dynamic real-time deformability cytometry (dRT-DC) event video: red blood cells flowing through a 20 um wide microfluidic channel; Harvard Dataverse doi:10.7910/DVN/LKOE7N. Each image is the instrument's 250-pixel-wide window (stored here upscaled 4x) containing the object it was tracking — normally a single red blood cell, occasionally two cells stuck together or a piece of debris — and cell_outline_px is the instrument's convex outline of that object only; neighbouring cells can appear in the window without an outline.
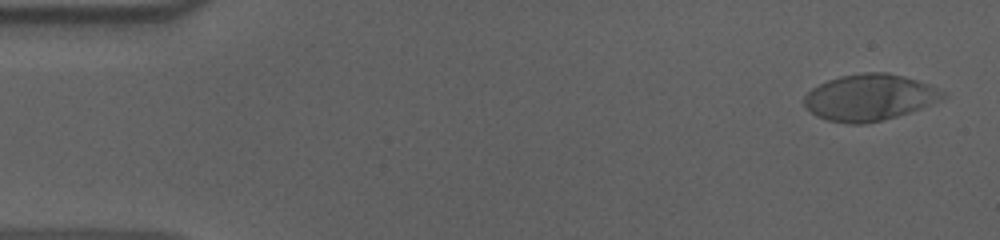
{"species": "human", "species_latin": "Homo sapiens", "temperature_condition": "cold", "stored_images_in_passage": 55, "camera_frame_rate_fps": 3000, "um_per_image_px": 0.085, "donor": {"sex": "male"}, "frame": {"image": 1, "passage_image": 2, "time_ms": 0.333, "image_size_px": [1000, 240], "cell_outline_px": [[948, 96], [920, 108], [896, 116], [864, 124], [848, 124], [828, 120], [816, 116], [804, 104], [804, 96], [812, 88], [828, 80], [840, 76], [864, 72], [888, 72], [916, 80], [928, 84], [944, 92]], "centroid_in_image_um": [73.88, 8.27], "position_along_channel_um": 11.1, "area_um2": 37.05}}
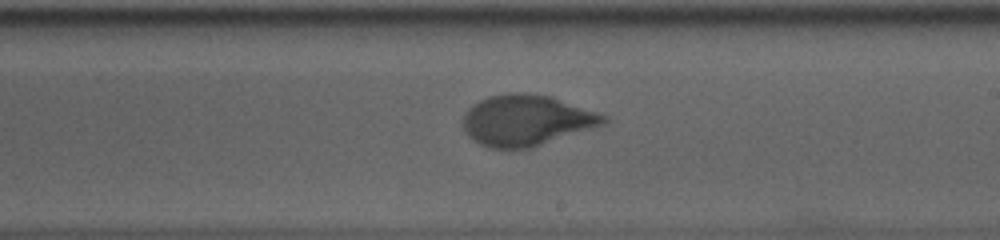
{"frame": {"image": 2, "passage_image": 32, "time_ms": 10.333, "image_size_px": [1000, 240], "cell_outline_px": [[608, 120], [604, 124], [532, 148], [488, 148], [480, 144], [468, 136], [464, 132], [464, 116], [468, 108], [472, 104], [488, 96], [508, 92], [524, 92], [552, 96], [608, 116]], "centroid_in_image_um": [44.73, 10.21], "position_along_channel_um": 244.3, "area_um2": 41.79}}
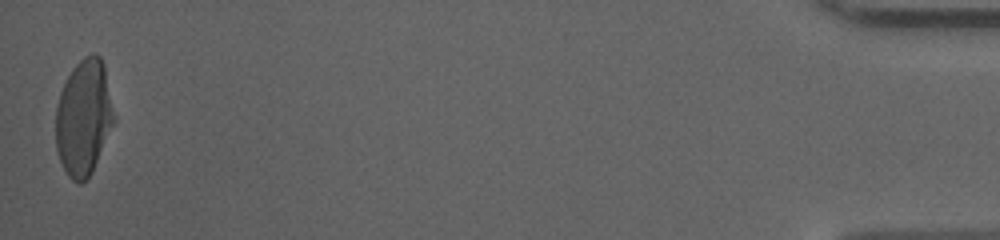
{"frame": {"image": 3, "passage_image": 55, "time_ms": 18.0, "image_size_px": [1000, 240], "cell_outline_px": [[116, 120], [92, 172], [80, 184], [72, 180], [68, 176], [60, 160], [56, 148], [56, 108], [60, 92], [72, 68], [84, 56], [92, 52], [96, 52], [100, 56], [104, 64]], "centroid_in_image_um": [7.13, 9.97], "position_along_channel_um": 428.1, "area_um2": 39.48}, "authors_computed_cell_mechanics": {"area_um2": 39.9398, "velocity_mm_per_s": 3.6294, "shape_relaxation_time_tau1_ms": 3.8645, "shape_relaxation_time_tau2_ms": null, "deformation_change_tau1": 0.1912, "deformation_change_tau2": null}}